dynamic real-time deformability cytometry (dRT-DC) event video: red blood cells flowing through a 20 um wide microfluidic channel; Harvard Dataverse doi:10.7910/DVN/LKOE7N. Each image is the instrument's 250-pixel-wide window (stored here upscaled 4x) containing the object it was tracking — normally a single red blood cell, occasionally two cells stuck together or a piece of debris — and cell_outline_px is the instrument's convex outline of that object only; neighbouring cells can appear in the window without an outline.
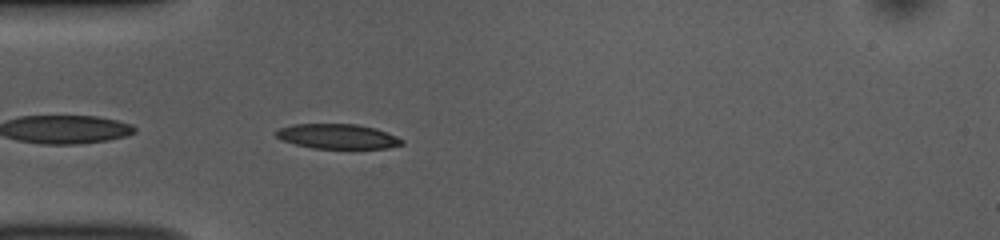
{"species": "common noctule bat (a hibernating species)", "species_latin": "Nyctalus noctula", "temperature_condition": "room temperature", "stored_images_in_passage": 39, "camera_frame_rate_fps": 3000, "um_per_image_px": 0.085, "animal": {"sex": "female", "body_mass_g": 10.0, "forearm_length_mm": 53.1}, "frame": {"image": 1, "passage_image": 2, "time_ms": 0.333, "image_size_px": [1000, 240], "cell_outline_px": [[404, 144], [388, 148], [312, 148], [280, 140], [276, 136], [276, 132], [280, 128], [292, 124], [356, 124], [376, 128], [396, 136], [404, 140]], "centroid_in_image_um": [28.7, 11.59], "position_along_channel_um": 56.3, "area_um2": 18.15}}
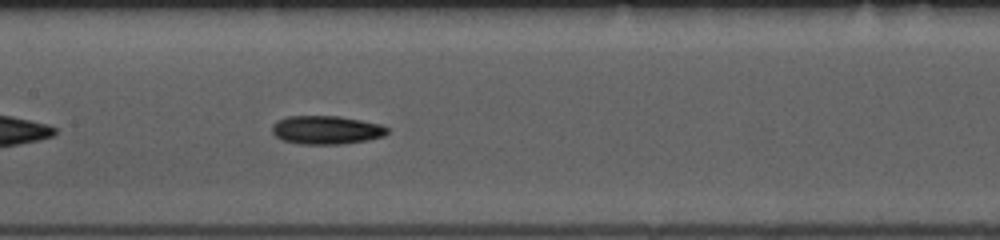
{"frame": {"image": 2, "passage_image": 12, "time_ms": 3.667, "image_size_px": [1000, 240], "cell_outline_px": [[388, 132], [384, 136], [368, 140], [344, 144], [300, 144], [284, 140], [276, 136], [272, 132], [272, 124], [288, 116], [340, 116], [380, 124], [388, 128]], "centroid_in_image_um": [27.76, 11.05], "position_along_channel_um": 179.6, "area_um2": 19.07}}
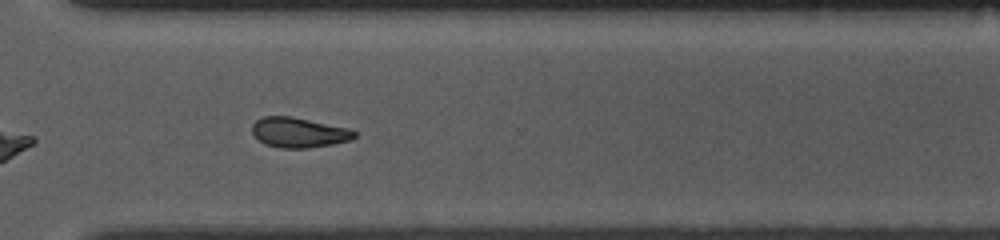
{"frame": {"image": 3, "passage_image": 25, "time_ms": 8.0, "image_size_px": [1000, 240], "cell_outline_px": [[356, 136], [352, 140], [332, 144], [308, 148], [280, 148], [264, 144], [252, 132], [252, 124], [256, 120], [264, 116], [292, 116], [348, 128], [356, 132]], "centroid_in_image_um": [25.4, 11.26], "position_along_channel_um": 345.2, "area_um2": 17.92}, "authors_computed_cell_mechanics": {"area_um2": 18.0336, "velocity_mm_per_s": 3.8346, "shape_relaxation_time_tau1_ms": 4.1482, "shape_relaxation_time_tau2_ms": null, "deformation_change_tau1": 0.1216, "deformation_change_tau2": null}}